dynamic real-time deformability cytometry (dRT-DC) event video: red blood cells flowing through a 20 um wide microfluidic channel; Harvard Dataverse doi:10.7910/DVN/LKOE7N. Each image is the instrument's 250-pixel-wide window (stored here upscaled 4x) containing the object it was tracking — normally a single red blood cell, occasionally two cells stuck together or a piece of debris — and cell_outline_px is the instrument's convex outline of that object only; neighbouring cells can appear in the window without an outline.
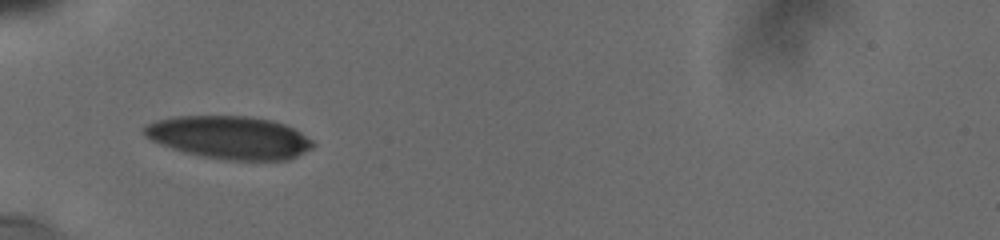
{"species": "human", "species_latin": "Homo sapiens", "temperature_condition": "cold", "stored_images_in_passage": 8, "camera_frame_rate_fps": 3000, "um_per_image_px": 0.085, "donor": {"sex": "male"}, "frame": {"image": 1, "passage_image": 1, "time_ms": 0.0, "image_size_px": [1000, 240], "cell_outline_px": [[316, 144], [312, 148], [288, 160], [228, 160], [204, 156], [184, 152], [160, 144], [144, 136], [140, 128], [144, 124], [156, 120], [176, 116], [248, 116], [272, 120], [284, 124], [300, 132], [312, 140]], "centroid_in_image_um": [19.47, 11.67], "position_along_channel_um": 65.5, "area_um2": 42.25}}
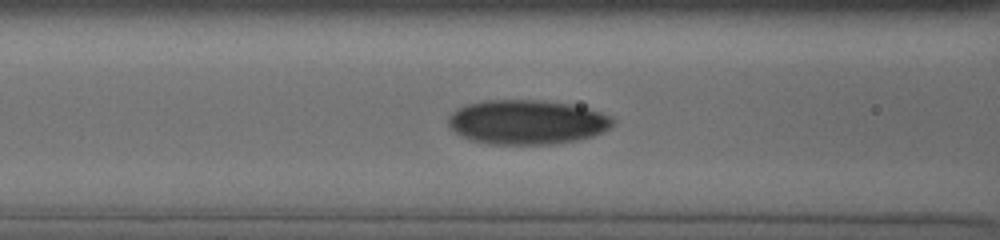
{"frame": {"image": 2, "passage_image": 7, "time_ms": 1.667, "image_size_px": [1000, 240], "cell_outline_px": [[612, 124], [608, 128], [592, 136], [576, 140], [556, 144], [488, 144], [472, 140], [460, 136], [448, 124], [448, 116], [452, 112], [468, 104], [488, 100], [536, 100], [572, 104], [588, 108], [612, 116]], "centroid_in_image_um": [44.78, 10.38], "position_along_channel_um": 121.8, "area_um2": 42.37}}